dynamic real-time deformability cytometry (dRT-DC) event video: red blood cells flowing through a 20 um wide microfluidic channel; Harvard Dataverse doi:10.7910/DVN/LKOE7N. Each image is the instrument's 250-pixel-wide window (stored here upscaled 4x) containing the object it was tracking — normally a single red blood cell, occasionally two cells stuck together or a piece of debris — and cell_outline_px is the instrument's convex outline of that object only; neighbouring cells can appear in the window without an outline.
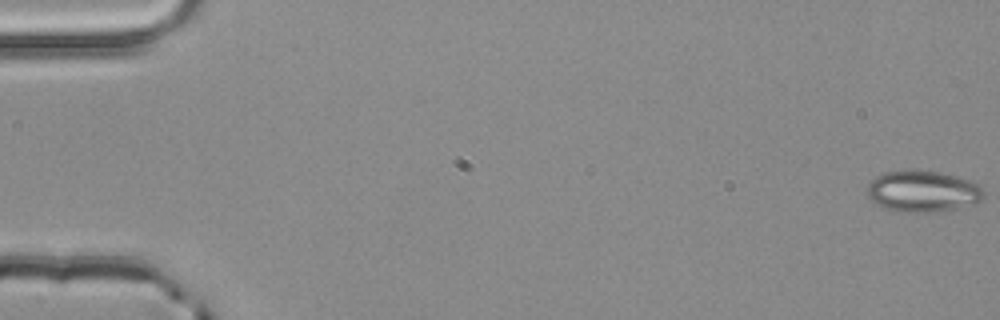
{"species": "common noctule bat (a hibernating species)", "species_latin": "Nyctalus noctula", "temperature_condition": "room temperature", "stored_images_in_passage": 4, "camera_frame_rate_fps": 3000, "um_per_image_px": 0.085, "animal": {"sex": "male", "body_mass_g": 20.4}, "frame": {"image": 1, "passage_image": 1, "time_ms": 0.0, "image_size_px": [1000, 320], "cell_outline_px": [[984, 200], [976, 204], [936, 212], [904, 212], [884, 208], [876, 204], [868, 196], [868, 184], [876, 176], [884, 172], [916, 168], [940, 172], [972, 180], [984, 188]], "centroid_in_image_um": [78.48, 16.24], "position_along_channel_um": 6.5, "area_um2": 28.73}}